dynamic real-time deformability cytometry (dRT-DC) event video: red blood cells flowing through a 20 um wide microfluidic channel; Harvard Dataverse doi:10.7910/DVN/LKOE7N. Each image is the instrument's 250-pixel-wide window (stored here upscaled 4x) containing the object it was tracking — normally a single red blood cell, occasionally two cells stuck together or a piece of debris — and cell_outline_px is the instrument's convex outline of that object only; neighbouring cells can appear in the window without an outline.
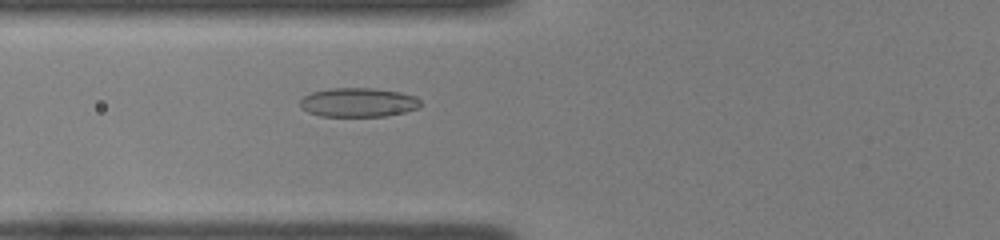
{"species": "common noctule bat (a hibernating species)", "species_latin": "Nyctalus noctula", "temperature_condition": "room temperature", "stored_images_in_passage": 30, "camera_frame_rate_fps": 3000, "um_per_image_px": 0.085, "animal": {"sex": "female", "body_mass_g": 22.0, "forearm_length_mm": 56.7}, "frame": {"image": 1, "passage_image": 5, "time_ms": 1.333, "image_size_px": [1000, 240], "cell_outline_px": [[420, 108], [404, 112], [384, 116], [320, 116], [308, 112], [300, 104], [300, 100], [304, 96], [312, 92], [328, 88], [376, 88], [400, 92], [416, 96], [420, 100]], "centroid_in_image_um": [30.48, 8.69], "position_along_channel_um": 95.3, "area_um2": 20.46}}
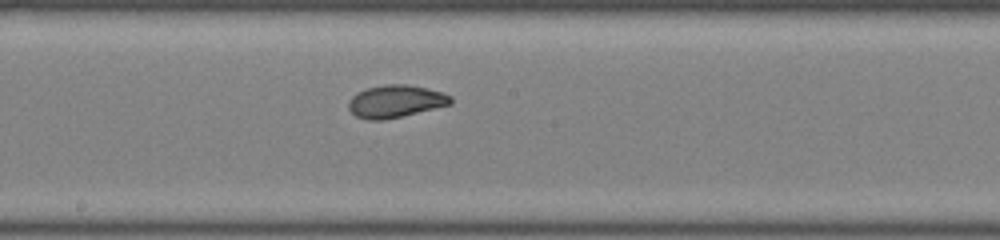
{"frame": {"image": 2, "passage_image": 14, "time_ms": 4.333, "image_size_px": [1000, 240], "cell_outline_px": [[452, 104], [384, 120], [368, 120], [356, 116], [348, 108], [348, 100], [356, 92], [368, 88], [384, 84], [408, 84], [440, 92], [452, 96]], "centroid_in_image_um": [33.59, 8.61], "position_along_channel_um": 214.6, "area_um2": 19.25}}
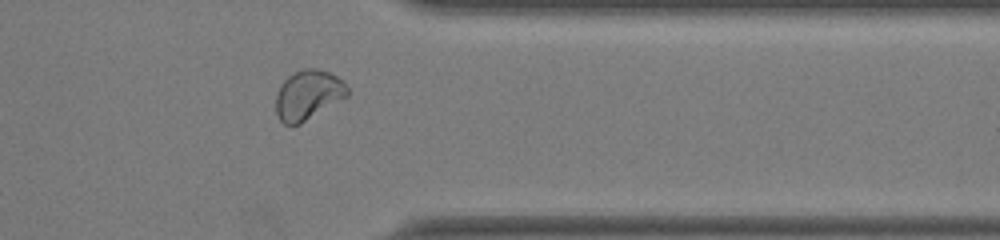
{"frame": {"image": 3, "passage_image": 27, "time_ms": 8.667, "image_size_px": [1000, 240], "cell_outline_px": [[348, 96], [300, 124], [284, 124], [280, 120], [276, 112], [276, 96], [280, 84], [288, 76], [304, 68], [316, 68], [328, 72], [344, 80], [348, 88]], "centroid_in_image_um": [26.2, 8.06], "position_along_channel_um": 385.2, "area_um2": 20.63}, "authors_computed_cell_mechanics": {"area_um2": 19.1607, "velocity_mm_per_s": 3.9763, "shape_relaxation_time_tau1_ms": 4.4776, "shape_relaxation_time_tau2_ms": null, "deformation_change_tau1": 0.1419, "deformation_change_tau2": null}}